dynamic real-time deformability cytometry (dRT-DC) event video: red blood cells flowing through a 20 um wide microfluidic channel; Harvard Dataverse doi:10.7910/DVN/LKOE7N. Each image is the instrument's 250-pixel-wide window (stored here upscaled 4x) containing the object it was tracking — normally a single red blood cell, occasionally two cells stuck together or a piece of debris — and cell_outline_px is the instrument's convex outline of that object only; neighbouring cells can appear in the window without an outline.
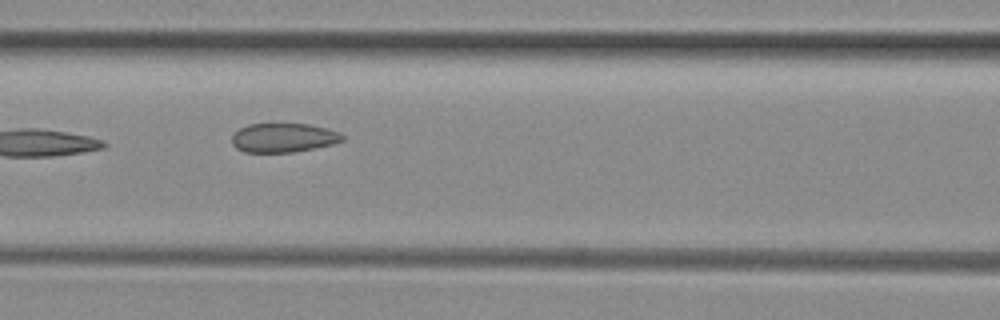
{"species": "common noctule bat (a hibernating species)", "species_latin": "Nyctalus noctula", "temperature_condition": "room temperature", "stored_images_in_passage": 7, "camera_frame_rate_fps": 3000, "um_per_image_px": 0.085, "animal": {"sex": "female", "body_mass_g": 29.2, "forearm_length_mm": 56.3}, "frame": {"image": 1, "passage_image": 4, "time_ms": 1.0, "image_size_px": [1000, 320], "cell_outline_px": [[344, 140], [332, 144], [292, 152], [244, 152], [236, 148], [232, 144], [232, 136], [240, 128], [248, 124], [308, 124], [328, 128], [340, 132], [344, 136]], "centroid_in_image_um": [24.1, 11.7], "position_along_channel_um": 142.5, "area_um2": 18.67}}
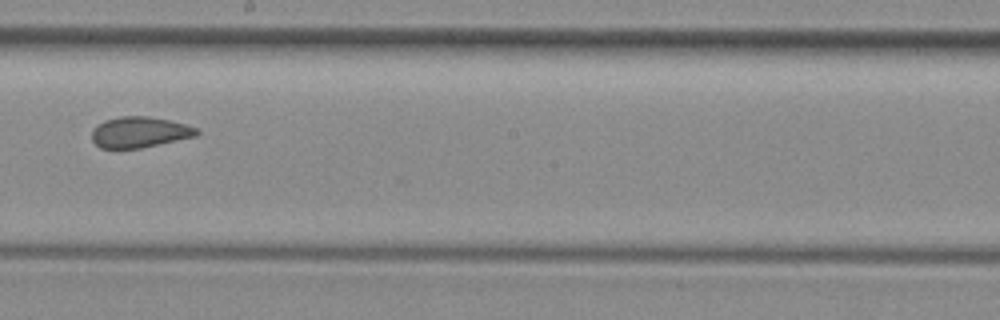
{"frame": {"image": 2, "passage_image": 6, "time_ms": 1.667, "image_size_px": [1000, 320], "cell_outline_px": [[200, 132], [196, 136], [140, 148], [100, 148], [92, 140], [92, 128], [104, 120], [120, 116], [148, 116], [168, 120], [184, 124], [196, 128]], "centroid_in_image_um": [11.83, 11.23], "position_along_channel_um": 236.4, "area_um2": 18.73}}
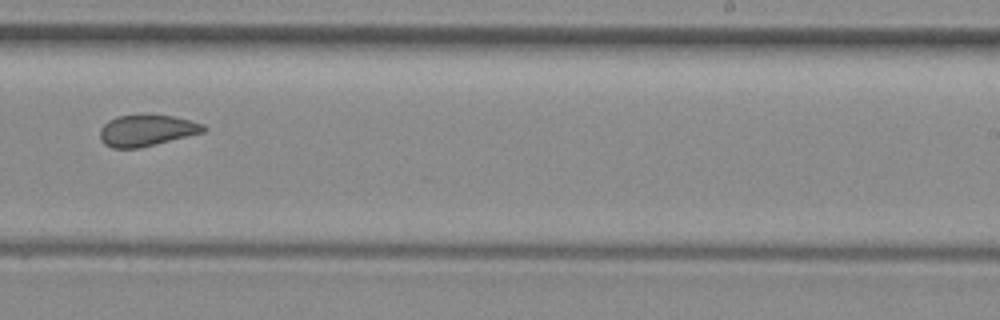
{"frame": {"image": 3, "passage_image": 7, "time_ms": 2.0, "image_size_px": [1000, 320], "cell_outline_px": [[208, 128], [204, 132], [140, 148], [112, 148], [104, 144], [100, 140], [100, 128], [108, 120], [116, 116], [172, 116], [204, 124]], "centroid_in_image_um": [12.45, 11.11], "position_along_channel_um": 276.6, "area_um2": 18.67}}